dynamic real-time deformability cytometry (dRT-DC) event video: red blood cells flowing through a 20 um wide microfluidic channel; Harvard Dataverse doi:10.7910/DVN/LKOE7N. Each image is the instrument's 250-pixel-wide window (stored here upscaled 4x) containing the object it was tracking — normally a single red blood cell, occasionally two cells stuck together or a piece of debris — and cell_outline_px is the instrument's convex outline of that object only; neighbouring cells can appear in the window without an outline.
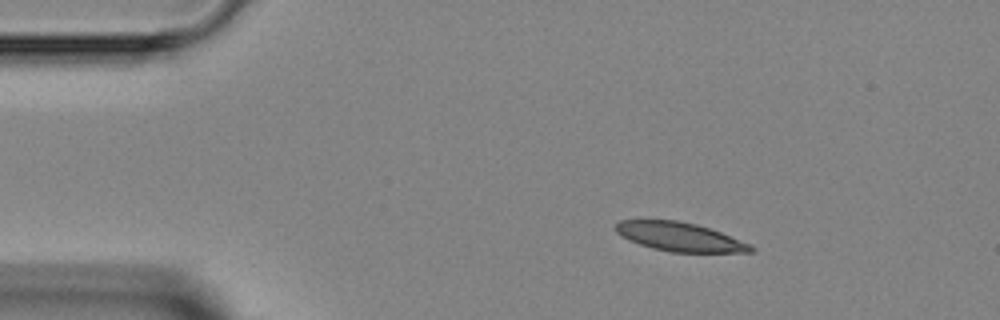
{"species": "Egyptian fruit bat (a non-hibernating species)", "species_latin": "Rousettus aegyptiacus", "temperature_condition": "room temperature", "stored_images_in_passage": 4, "camera_frame_rate_fps": 3000, "um_per_image_px": 0.085, "animal": {"sex": "female"}, "frame": {"image": 1, "passage_image": 3, "time_ms": 2.333, "image_size_px": [1000, 320], "cell_outline_px": [[756, 248], [752, 252], [672, 252], [652, 248], [628, 240], [616, 232], [616, 224], [620, 220], [676, 220], [696, 224], [720, 232], [752, 244]], "centroid_in_image_um": [57.8, 20.13], "position_along_channel_um": 27.2, "area_um2": 22.6}}